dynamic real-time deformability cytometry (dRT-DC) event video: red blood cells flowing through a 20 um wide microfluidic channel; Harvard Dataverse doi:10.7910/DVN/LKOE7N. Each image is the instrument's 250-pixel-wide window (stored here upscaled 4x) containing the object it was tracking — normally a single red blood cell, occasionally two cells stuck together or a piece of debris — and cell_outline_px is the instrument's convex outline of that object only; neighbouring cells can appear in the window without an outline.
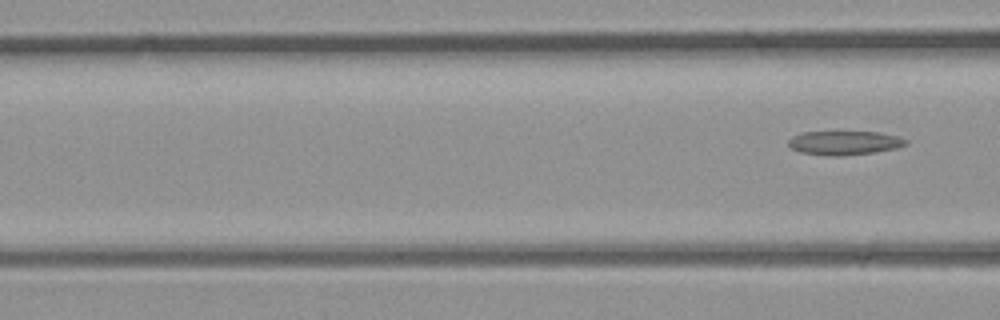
{"species": "common noctule bat (a hibernating species)", "species_latin": "Nyctalus noctula", "temperature_condition": "room temperature", "stored_images_in_passage": 6, "camera_frame_rate_fps": 3000, "um_per_image_px": 0.085, "animal": {"sex": "male", "body_mass_g": 23.1, "forearm_length_mm": 52.7}, "frame": {"image": 1, "passage_image": 6, "time_ms": 1.667, "image_size_px": [1000, 320], "cell_outline_px": [[908, 144], [896, 148], [876, 152], [840, 156], [828, 156], [800, 152], [792, 148], [788, 144], [788, 140], [792, 136], [804, 132], [876, 132], [896, 136], [908, 140]], "centroid_in_image_um": [71.77, 12.15], "position_along_channel_um": 94.8, "area_um2": 16.36}}